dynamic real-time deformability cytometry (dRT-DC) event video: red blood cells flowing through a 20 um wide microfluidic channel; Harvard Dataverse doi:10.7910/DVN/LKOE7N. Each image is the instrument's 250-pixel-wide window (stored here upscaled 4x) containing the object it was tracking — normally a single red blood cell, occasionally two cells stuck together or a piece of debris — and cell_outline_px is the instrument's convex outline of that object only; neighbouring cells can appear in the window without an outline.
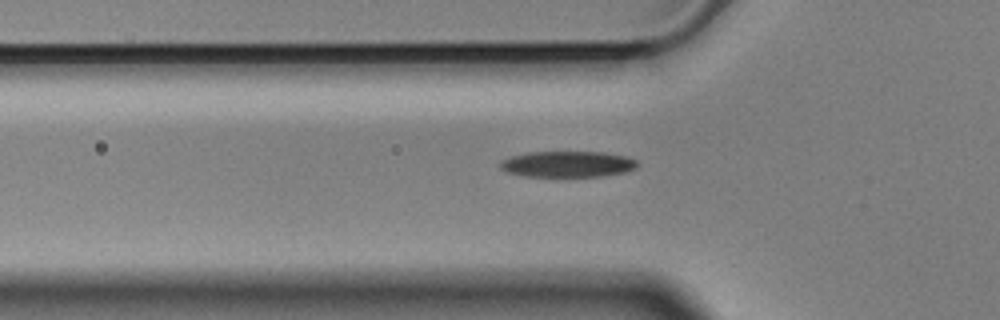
{"species": "Egyptian fruit bat (a non-hibernating species)", "species_latin": "Rousettus aegyptiacus", "temperature_condition": "cold", "stored_images_in_passage": 41, "camera_frame_rate_fps": 3000, "um_per_image_px": 0.085, "animal": {"sex": "male"}, "frame": {"image": 1, "passage_image": 6, "time_ms": 1.667, "image_size_px": [1000, 320], "cell_outline_px": [[640, 164], [636, 168], [624, 172], [604, 176], [524, 176], [508, 172], [500, 168], [500, 160], [512, 156], [528, 152], [604, 152], [628, 156], [636, 160]], "centroid_in_image_um": [48.28, 13.94], "position_along_channel_um": 77.5, "area_um2": 20.87}}
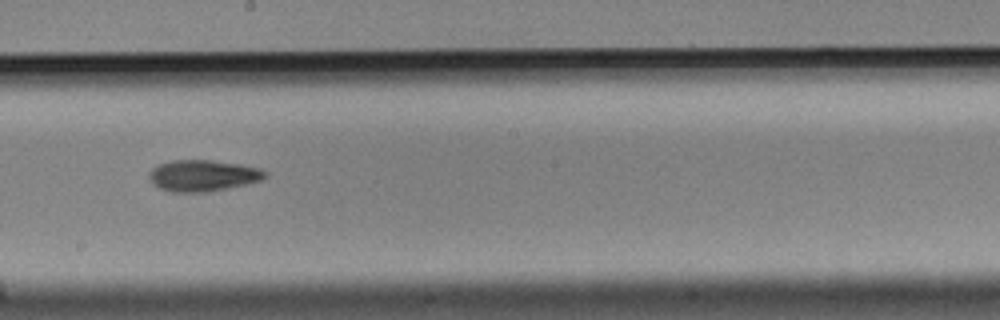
{"frame": {"image": 2, "passage_image": 19, "time_ms": 6.0, "image_size_px": [1000, 320], "cell_outline_px": [[268, 176], [264, 180], [228, 188], [208, 192], [172, 192], [160, 188], [152, 184], [148, 176], [148, 172], [152, 168], [160, 164], [172, 160], [212, 160], [240, 164], [260, 168], [268, 172]], "centroid_in_image_um": [17.27, 14.92], "position_along_channel_um": 230.9, "area_um2": 21.44}}
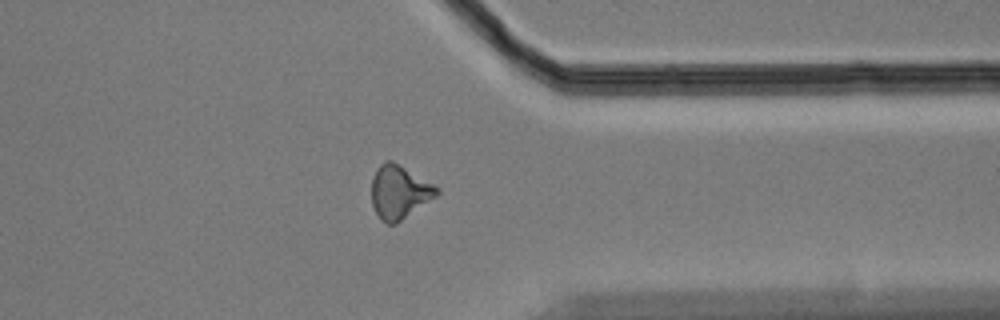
{"frame": {"image": 3, "passage_image": 32, "time_ms": 10.333, "image_size_px": [1000, 320], "cell_outline_px": [[440, 192], [436, 196], [396, 224], [388, 224], [380, 220], [372, 204], [372, 176], [376, 168], [384, 160], [392, 160], [440, 188]], "centroid_in_image_um": [33.92, 16.31], "position_along_channel_um": 377.5, "area_um2": 20.29}}